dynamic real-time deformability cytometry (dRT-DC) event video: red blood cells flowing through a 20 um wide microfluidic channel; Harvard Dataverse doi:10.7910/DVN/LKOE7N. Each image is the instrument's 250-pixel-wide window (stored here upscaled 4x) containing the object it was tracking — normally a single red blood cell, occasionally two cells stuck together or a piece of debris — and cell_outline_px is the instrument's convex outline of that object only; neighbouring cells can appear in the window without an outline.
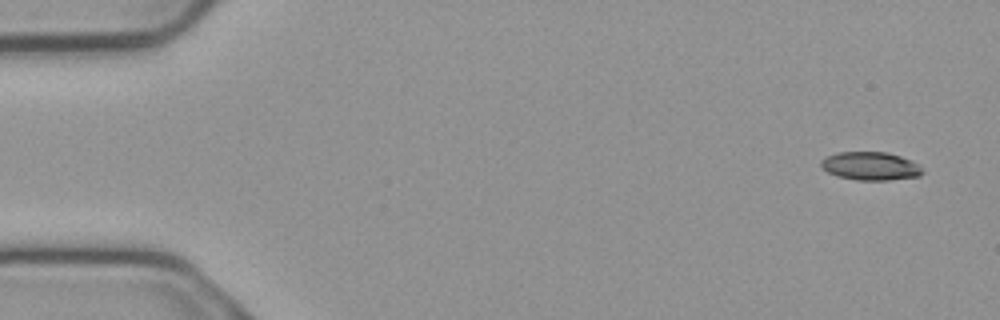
{"species": "common noctule bat (a hibernating species)", "species_latin": "Nyctalus noctula", "temperature_condition": "cold", "stored_images_in_passage": 5, "camera_frame_rate_fps": 3000, "um_per_image_px": 0.085, "animal": {"sex": "male", "body_mass_g": 23.1, "forearm_length_mm": 52.7}, "frame": {"image": 1, "passage_image": 1, "time_ms": 0.0, "image_size_px": [1000, 320], "cell_outline_px": [[924, 172], [920, 176], [888, 180], [856, 180], [836, 176], [820, 168], [820, 160], [836, 152], [888, 152], [912, 160], [920, 164]], "centroid_in_image_um": [74.0, 14.11], "position_along_channel_um": 11.0, "area_um2": 16.99}}
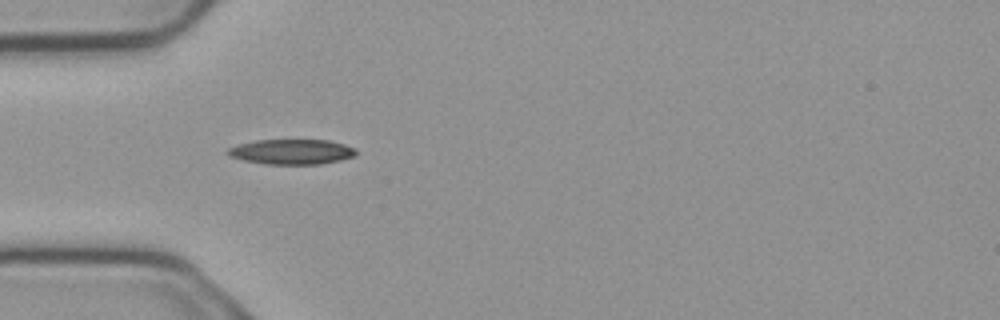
{"frame": {"image": 2, "passage_image": 4, "time_ms": 1.0, "image_size_px": [1000, 320], "cell_outline_px": [[356, 156], [340, 160], [320, 164], [268, 164], [244, 160], [228, 156], [224, 152], [228, 148], [240, 144], [256, 140], [328, 140], [344, 144], [356, 148]], "centroid_in_image_um": [24.79, 12.9], "position_along_channel_um": 60.2, "area_um2": 18.79}}
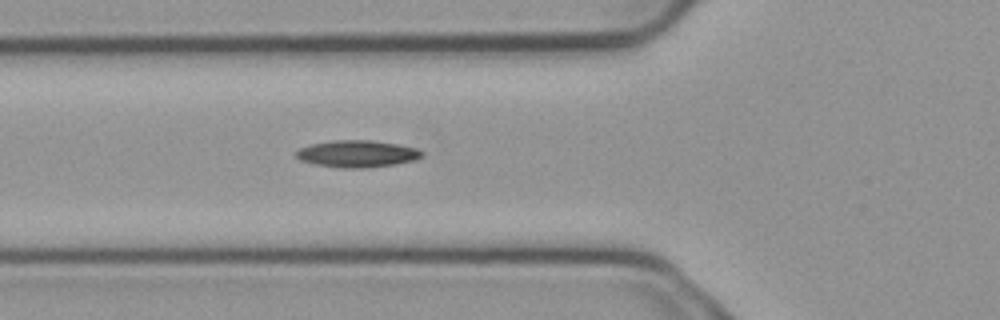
{"frame": {"image": 3, "passage_image": 5, "time_ms": 1.333, "image_size_px": [1000, 320], "cell_outline_px": [[424, 156], [416, 160], [396, 164], [368, 168], [340, 168], [312, 164], [300, 160], [296, 156], [296, 152], [300, 148], [312, 144], [336, 140], [372, 140], [396, 144], [416, 148], [424, 152]], "centroid_in_image_um": [30.39, 13.08], "position_along_channel_um": 95.4, "area_um2": 19.88}}